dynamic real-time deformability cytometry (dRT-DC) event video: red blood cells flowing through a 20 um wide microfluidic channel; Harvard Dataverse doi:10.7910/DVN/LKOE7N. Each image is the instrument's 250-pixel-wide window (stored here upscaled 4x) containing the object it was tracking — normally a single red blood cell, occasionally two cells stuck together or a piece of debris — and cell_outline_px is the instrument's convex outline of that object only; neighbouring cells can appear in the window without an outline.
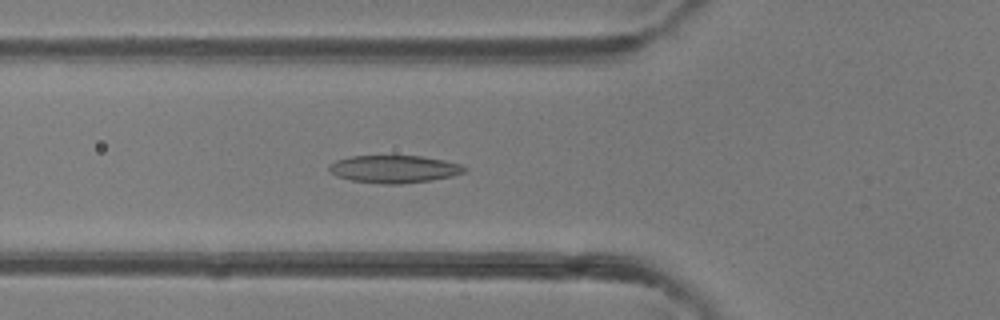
{"species": "common noctule bat (a hibernating species)", "species_latin": "Nyctalus noctula", "temperature_condition": "room temperature", "stored_images_in_passage": 42, "camera_frame_rate_fps": 3000, "um_per_image_px": 0.085, "animal": {"sex": "female"}, "frame": {"image": 1, "passage_image": 12, "time_ms": 3.667, "image_size_px": [1000, 320], "cell_outline_px": [[468, 168], [464, 172], [452, 176], [428, 180], [400, 184], [384, 184], [352, 180], [336, 176], [328, 168], [328, 164], [336, 160], [348, 156], [420, 156], [444, 160], [460, 164]], "centroid_in_image_um": [33.48, 14.36], "position_along_channel_um": 92.3, "area_um2": 21.62}}
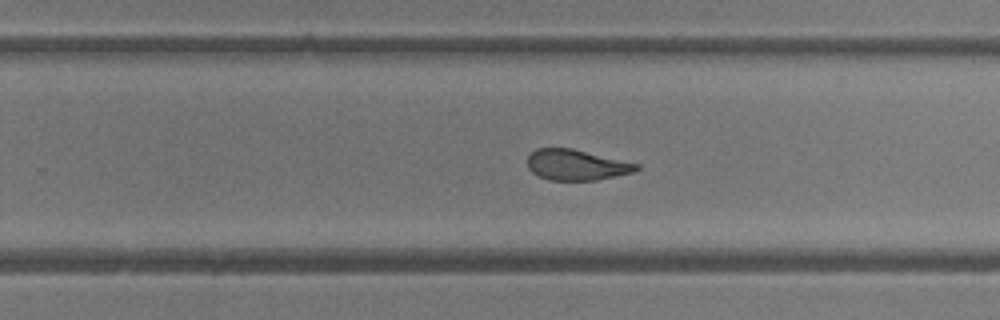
{"frame": {"image": 2, "passage_image": 25, "time_ms": 8.0, "image_size_px": [1000, 320], "cell_outline_px": [[640, 168], [636, 172], [596, 180], [548, 180], [532, 172], [528, 168], [528, 156], [536, 148], [572, 148], [640, 164]], "centroid_in_image_um": [49.02, 14.01], "position_along_channel_um": 280.8, "area_um2": 19.54}}
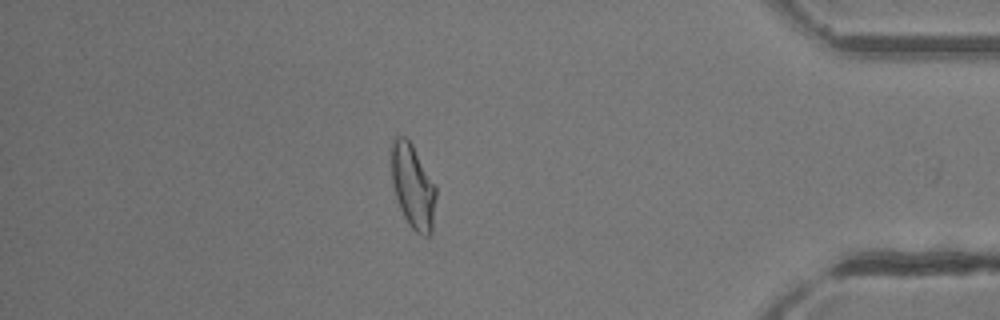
{"frame": {"image": 3, "passage_image": 36, "time_ms": 11.667, "image_size_px": [1000, 320], "cell_outline_px": [[436, 196], [432, 232], [428, 236], [420, 236], [408, 224], [400, 208], [392, 184], [388, 152], [392, 136], [404, 136], [412, 144], [436, 188]], "centroid_in_image_um": [35.04, 15.79], "position_along_channel_um": 400.2, "area_um2": 22.37}, "authors_computed_cell_mechanics": {"area_um2": 21.4438, "velocity_mm_per_s": 4.3475, "shape_relaxation_time_tau1_ms": null, "shape_relaxation_time_tau2_ms": 1.9249, "deformation_change_tau1": null, "deformation_change_tau2": 0.0915}}